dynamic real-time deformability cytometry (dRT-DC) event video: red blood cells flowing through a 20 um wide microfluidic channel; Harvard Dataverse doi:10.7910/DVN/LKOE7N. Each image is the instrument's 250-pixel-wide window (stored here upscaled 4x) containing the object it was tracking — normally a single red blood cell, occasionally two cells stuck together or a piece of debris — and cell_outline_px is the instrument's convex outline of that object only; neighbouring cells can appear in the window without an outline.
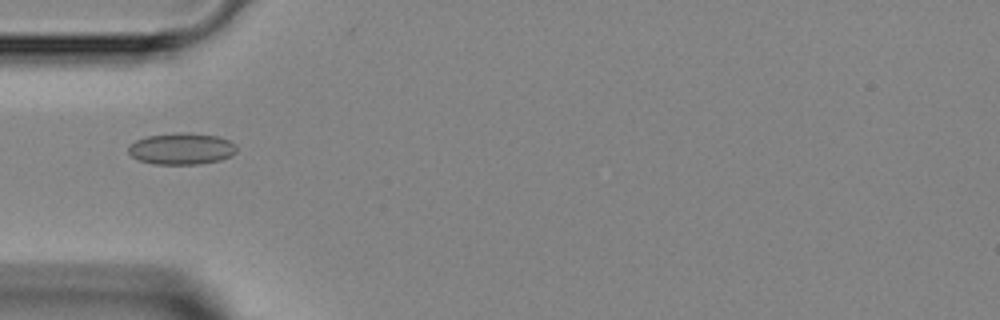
{"species": "Egyptian fruit bat (a non-hibernating species)", "species_latin": "Rousettus aegyptiacus", "temperature_condition": "room temperature", "stored_images_in_passage": 3, "camera_frame_rate_fps": 3000, "um_per_image_px": 0.085, "animal": {"sex": "female"}, "frame": {"image": 1, "passage_image": 1, "time_ms": 0.0, "image_size_px": [1000, 320], "cell_outline_px": [[236, 152], [232, 156], [220, 160], [200, 164], [152, 164], [140, 160], [132, 156], [128, 152], [128, 144], [136, 140], [148, 136], [180, 132], [188, 132], [220, 136], [236, 144]], "centroid_in_image_um": [15.45, 12.64], "position_along_channel_um": 69.6, "area_um2": 20.11}}
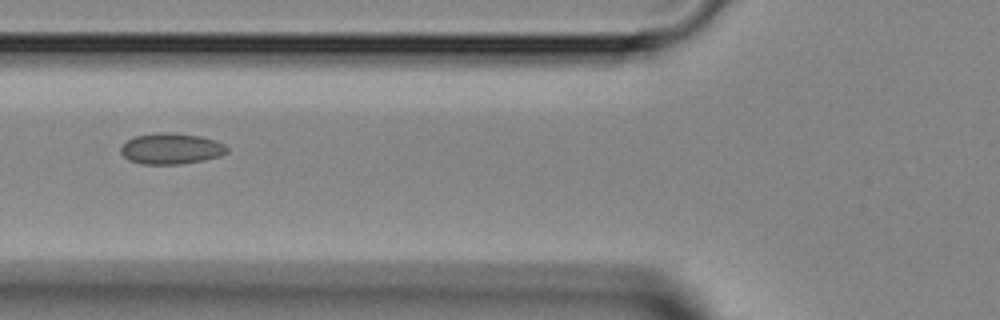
{"frame": {"image": 2, "passage_image": 2, "time_ms": 1.0, "image_size_px": [1000, 320], "cell_outline_px": [[228, 152], [220, 156], [204, 160], [180, 164], [140, 164], [128, 160], [120, 152], [120, 148], [128, 140], [136, 136], [156, 132], [176, 132], [200, 136], [216, 140], [224, 144], [228, 148]], "centroid_in_image_um": [14.56, 12.63], "position_along_channel_um": 111.2, "area_um2": 19.36}}
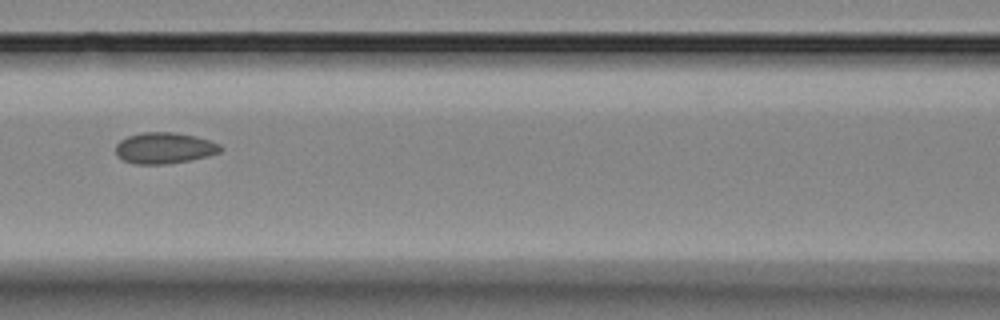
{"frame": {"image": 3, "passage_image": 3, "time_ms": 2.0, "image_size_px": [1000, 320], "cell_outline_px": [[224, 148], [220, 152], [208, 156], [192, 160], [168, 164], [136, 164], [124, 160], [116, 156], [116, 144], [120, 140], [128, 136], [144, 132], [176, 132], [196, 136], [220, 144]], "centroid_in_image_um": [13.99, 12.58], "position_along_channel_um": 152.6, "area_um2": 19.19}}